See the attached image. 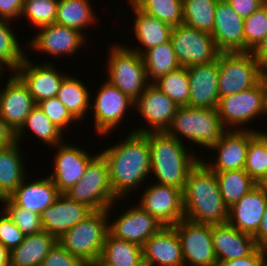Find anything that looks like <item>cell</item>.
<instances>
[{
  "mask_svg": "<svg viewBox=\"0 0 267 266\" xmlns=\"http://www.w3.org/2000/svg\"><path fill=\"white\" fill-rule=\"evenodd\" d=\"M134 5L147 15L171 27L183 24L182 0H137Z\"/></svg>",
  "mask_w": 267,
  "mask_h": 266,
  "instance_id": "39",
  "label": "cell"
},
{
  "mask_svg": "<svg viewBox=\"0 0 267 266\" xmlns=\"http://www.w3.org/2000/svg\"><path fill=\"white\" fill-rule=\"evenodd\" d=\"M148 138L151 171L156 183L184 190L189 172L201 160L199 155L186 149L183 142L166 131L144 133Z\"/></svg>",
  "mask_w": 267,
  "mask_h": 266,
  "instance_id": "3",
  "label": "cell"
},
{
  "mask_svg": "<svg viewBox=\"0 0 267 266\" xmlns=\"http://www.w3.org/2000/svg\"><path fill=\"white\" fill-rule=\"evenodd\" d=\"M227 129L222 125L217 109L178 107L170 127L166 132L178 141L196 143L206 149H213Z\"/></svg>",
  "mask_w": 267,
  "mask_h": 266,
  "instance_id": "4",
  "label": "cell"
},
{
  "mask_svg": "<svg viewBox=\"0 0 267 266\" xmlns=\"http://www.w3.org/2000/svg\"><path fill=\"white\" fill-rule=\"evenodd\" d=\"M32 40L29 49L36 52H44L55 57L61 55L73 56L86 43V37L79 30L59 24H49L39 27Z\"/></svg>",
  "mask_w": 267,
  "mask_h": 266,
  "instance_id": "16",
  "label": "cell"
},
{
  "mask_svg": "<svg viewBox=\"0 0 267 266\" xmlns=\"http://www.w3.org/2000/svg\"><path fill=\"white\" fill-rule=\"evenodd\" d=\"M163 225L138 204L129 207L117 219L109 222V232L116 238L143 246Z\"/></svg>",
  "mask_w": 267,
  "mask_h": 266,
  "instance_id": "19",
  "label": "cell"
},
{
  "mask_svg": "<svg viewBox=\"0 0 267 266\" xmlns=\"http://www.w3.org/2000/svg\"><path fill=\"white\" fill-rule=\"evenodd\" d=\"M2 203L4 205L2 209L25 236L43 231L40 214L17 206L9 197Z\"/></svg>",
  "mask_w": 267,
  "mask_h": 266,
  "instance_id": "43",
  "label": "cell"
},
{
  "mask_svg": "<svg viewBox=\"0 0 267 266\" xmlns=\"http://www.w3.org/2000/svg\"><path fill=\"white\" fill-rule=\"evenodd\" d=\"M41 266H89L82 259L71 255L59 243L44 258Z\"/></svg>",
  "mask_w": 267,
  "mask_h": 266,
  "instance_id": "47",
  "label": "cell"
},
{
  "mask_svg": "<svg viewBox=\"0 0 267 266\" xmlns=\"http://www.w3.org/2000/svg\"><path fill=\"white\" fill-rule=\"evenodd\" d=\"M253 237L257 247L267 250V204L260 227Z\"/></svg>",
  "mask_w": 267,
  "mask_h": 266,
  "instance_id": "52",
  "label": "cell"
},
{
  "mask_svg": "<svg viewBox=\"0 0 267 266\" xmlns=\"http://www.w3.org/2000/svg\"><path fill=\"white\" fill-rule=\"evenodd\" d=\"M89 96L88 87L78 78L69 74L64 78L56 95L69 113L79 122L85 118L84 116H87L88 109H91L92 95Z\"/></svg>",
  "mask_w": 267,
  "mask_h": 266,
  "instance_id": "33",
  "label": "cell"
},
{
  "mask_svg": "<svg viewBox=\"0 0 267 266\" xmlns=\"http://www.w3.org/2000/svg\"><path fill=\"white\" fill-rule=\"evenodd\" d=\"M258 132L250 127L248 130H227L220 143L212 149L217 151V158L208 163L201 161L213 172L244 169L249 141Z\"/></svg>",
  "mask_w": 267,
  "mask_h": 266,
  "instance_id": "18",
  "label": "cell"
},
{
  "mask_svg": "<svg viewBox=\"0 0 267 266\" xmlns=\"http://www.w3.org/2000/svg\"><path fill=\"white\" fill-rule=\"evenodd\" d=\"M64 194L93 211L107 210L116 203L118 198L110 185L108 163L101 153L88 163L81 180Z\"/></svg>",
  "mask_w": 267,
  "mask_h": 266,
  "instance_id": "7",
  "label": "cell"
},
{
  "mask_svg": "<svg viewBox=\"0 0 267 266\" xmlns=\"http://www.w3.org/2000/svg\"><path fill=\"white\" fill-rule=\"evenodd\" d=\"M142 249L145 266H184L181 243L173 226H163Z\"/></svg>",
  "mask_w": 267,
  "mask_h": 266,
  "instance_id": "24",
  "label": "cell"
},
{
  "mask_svg": "<svg viewBox=\"0 0 267 266\" xmlns=\"http://www.w3.org/2000/svg\"><path fill=\"white\" fill-rule=\"evenodd\" d=\"M134 109L143 116L150 127L135 128L133 132H163L173 120L178 105L166 94L150 83L143 93L134 101Z\"/></svg>",
  "mask_w": 267,
  "mask_h": 266,
  "instance_id": "13",
  "label": "cell"
},
{
  "mask_svg": "<svg viewBox=\"0 0 267 266\" xmlns=\"http://www.w3.org/2000/svg\"><path fill=\"white\" fill-rule=\"evenodd\" d=\"M101 154L108 163L110 185L119 200L139 188L150 175V147L144 133L132 130L126 139L109 146Z\"/></svg>",
  "mask_w": 267,
  "mask_h": 266,
  "instance_id": "1",
  "label": "cell"
},
{
  "mask_svg": "<svg viewBox=\"0 0 267 266\" xmlns=\"http://www.w3.org/2000/svg\"><path fill=\"white\" fill-rule=\"evenodd\" d=\"M142 57L150 83L181 67L170 40L147 50Z\"/></svg>",
  "mask_w": 267,
  "mask_h": 266,
  "instance_id": "36",
  "label": "cell"
},
{
  "mask_svg": "<svg viewBox=\"0 0 267 266\" xmlns=\"http://www.w3.org/2000/svg\"><path fill=\"white\" fill-rule=\"evenodd\" d=\"M10 23L12 21L0 18V62L12 73L22 64L27 55L20 47L21 44L18 43Z\"/></svg>",
  "mask_w": 267,
  "mask_h": 266,
  "instance_id": "41",
  "label": "cell"
},
{
  "mask_svg": "<svg viewBox=\"0 0 267 266\" xmlns=\"http://www.w3.org/2000/svg\"><path fill=\"white\" fill-rule=\"evenodd\" d=\"M6 197L0 192V202L2 203Z\"/></svg>",
  "mask_w": 267,
  "mask_h": 266,
  "instance_id": "59",
  "label": "cell"
},
{
  "mask_svg": "<svg viewBox=\"0 0 267 266\" xmlns=\"http://www.w3.org/2000/svg\"><path fill=\"white\" fill-rule=\"evenodd\" d=\"M16 142V133L0 116V148L13 145Z\"/></svg>",
  "mask_w": 267,
  "mask_h": 266,
  "instance_id": "51",
  "label": "cell"
},
{
  "mask_svg": "<svg viewBox=\"0 0 267 266\" xmlns=\"http://www.w3.org/2000/svg\"><path fill=\"white\" fill-rule=\"evenodd\" d=\"M218 73L220 98L251 88L262 79V67L252 52L220 53Z\"/></svg>",
  "mask_w": 267,
  "mask_h": 266,
  "instance_id": "9",
  "label": "cell"
},
{
  "mask_svg": "<svg viewBox=\"0 0 267 266\" xmlns=\"http://www.w3.org/2000/svg\"><path fill=\"white\" fill-rule=\"evenodd\" d=\"M153 84L166 94L178 107L188 106L190 83L187 67L169 72L156 79Z\"/></svg>",
  "mask_w": 267,
  "mask_h": 266,
  "instance_id": "38",
  "label": "cell"
},
{
  "mask_svg": "<svg viewBox=\"0 0 267 266\" xmlns=\"http://www.w3.org/2000/svg\"><path fill=\"white\" fill-rule=\"evenodd\" d=\"M4 266H14L13 264H11L10 262L9 263H7L6 265H4Z\"/></svg>",
  "mask_w": 267,
  "mask_h": 266,
  "instance_id": "61",
  "label": "cell"
},
{
  "mask_svg": "<svg viewBox=\"0 0 267 266\" xmlns=\"http://www.w3.org/2000/svg\"><path fill=\"white\" fill-rule=\"evenodd\" d=\"M267 196L257 184L229 208L228 223L235 229L254 236L261 224Z\"/></svg>",
  "mask_w": 267,
  "mask_h": 266,
  "instance_id": "25",
  "label": "cell"
},
{
  "mask_svg": "<svg viewBox=\"0 0 267 266\" xmlns=\"http://www.w3.org/2000/svg\"><path fill=\"white\" fill-rule=\"evenodd\" d=\"M57 243L58 239L45 231L26 235L18 247L10 250L9 262L14 266H41Z\"/></svg>",
  "mask_w": 267,
  "mask_h": 266,
  "instance_id": "28",
  "label": "cell"
},
{
  "mask_svg": "<svg viewBox=\"0 0 267 266\" xmlns=\"http://www.w3.org/2000/svg\"><path fill=\"white\" fill-rule=\"evenodd\" d=\"M130 4V8L133 9L136 15L134 22V33L142 46L135 48H129L137 52L139 55H143L147 50L156 47L157 45L166 43L170 40V33L172 27L156 17L150 16L139 10L134 4ZM142 48V49H140ZM144 49V50H143ZM144 51V52H143Z\"/></svg>",
  "mask_w": 267,
  "mask_h": 266,
  "instance_id": "30",
  "label": "cell"
},
{
  "mask_svg": "<svg viewBox=\"0 0 267 266\" xmlns=\"http://www.w3.org/2000/svg\"><path fill=\"white\" fill-rule=\"evenodd\" d=\"M183 24L212 34L218 0H182Z\"/></svg>",
  "mask_w": 267,
  "mask_h": 266,
  "instance_id": "37",
  "label": "cell"
},
{
  "mask_svg": "<svg viewBox=\"0 0 267 266\" xmlns=\"http://www.w3.org/2000/svg\"><path fill=\"white\" fill-rule=\"evenodd\" d=\"M173 227L181 243L184 266L218 265L213 246L212 225L182 219Z\"/></svg>",
  "mask_w": 267,
  "mask_h": 266,
  "instance_id": "11",
  "label": "cell"
},
{
  "mask_svg": "<svg viewBox=\"0 0 267 266\" xmlns=\"http://www.w3.org/2000/svg\"><path fill=\"white\" fill-rule=\"evenodd\" d=\"M92 212L93 210L87 205L60 194L55 202L40 214L43 231L59 239Z\"/></svg>",
  "mask_w": 267,
  "mask_h": 266,
  "instance_id": "20",
  "label": "cell"
},
{
  "mask_svg": "<svg viewBox=\"0 0 267 266\" xmlns=\"http://www.w3.org/2000/svg\"><path fill=\"white\" fill-rule=\"evenodd\" d=\"M264 249L256 247L249 255L229 261L219 262L217 266H261Z\"/></svg>",
  "mask_w": 267,
  "mask_h": 266,
  "instance_id": "49",
  "label": "cell"
},
{
  "mask_svg": "<svg viewBox=\"0 0 267 266\" xmlns=\"http://www.w3.org/2000/svg\"><path fill=\"white\" fill-rule=\"evenodd\" d=\"M10 251L0 244V266H4L9 263Z\"/></svg>",
  "mask_w": 267,
  "mask_h": 266,
  "instance_id": "54",
  "label": "cell"
},
{
  "mask_svg": "<svg viewBox=\"0 0 267 266\" xmlns=\"http://www.w3.org/2000/svg\"><path fill=\"white\" fill-rule=\"evenodd\" d=\"M112 204L107 210L93 211L59 239L58 243L71 255L79 257L89 266L98 262L103 244L109 232V215Z\"/></svg>",
  "mask_w": 267,
  "mask_h": 266,
  "instance_id": "5",
  "label": "cell"
},
{
  "mask_svg": "<svg viewBox=\"0 0 267 266\" xmlns=\"http://www.w3.org/2000/svg\"><path fill=\"white\" fill-rule=\"evenodd\" d=\"M91 4L89 0H58L55 23L74 28L86 35L83 30L97 23Z\"/></svg>",
  "mask_w": 267,
  "mask_h": 266,
  "instance_id": "32",
  "label": "cell"
},
{
  "mask_svg": "<svg viewBox=\"0 0 267 266\" xmlns=\"http://www.w3.org/2000/svg\"><path fill=\"white\" fill-rule=\"evenodd\" d=\"M190 107L216 109L219 102L218 59L207 64L187 67Z\"/></svg>",
  "mask_w": 267,
  "mask_h": 266,
  "instance_id": "23",
  "label": "cell"
},
{
  "mask_svg": "<svg viewBox=\"0 0 267 266\" xmlns=\"http://www.w3.org/2000/svg\"><path fill=\"white\" fill-rule=\"evenodd\" d=\"M25 235L2 209L0 213V244L9 251L24 241Z\"/></svg>",
  "mask_w": 267,
  "mask_h": 266,
  "instance_id": "46",
  "label": "cell"
},
{
  "mask_svg": "<svg viewBox=\"0 0 267 266\" xmlns=\"http://www.w3.org/2000/svg\"><path fill=\"white\" fill-rule=\"evenodd\" d=\"M100 86L93 99L95 101L91 103V110L94 109V127L100 136H109L121 124L127 109L134 107V101L107 80Z\"/></svg>",
  "mask_w": 267,
  "mask_h": 266,
  "instance_id": "12",
  "label": "cell"
},
{
  "mask_svg": "<svg viewBox=\"0 0 267 266\" xmlns=\"http://www.w3.org/2000/svg\"><path fill=\"white\" fill-rule=\"evenodd\" d=\"M261 266H267V250H264L263 262Z\"/></svg>",
  "mask_w": 267,
  "mask_h": 266,
  "instance_id": "57",
  "label": "cell"
},
{
  "mask_svg": "<svg viewBox=\"0 0 267 266\" xmlns=\"http://www.w3.org/2000/svg\"><path fill=\"white\" fill-rule=\"evenodd\" d=\"M244 170L257 184L267 176L266 130L258 132L249 141Z\"/></svg>",
  "mask_w": 267,
  "mask_h": 266,
  "instance_id": "40",
  "label": "cell"
},
{
  "mask_svg": "<svg viewBox=\"0 0 267 266\" xmlns=\"http://www.w3.org/2000/svg\"><path fill=\"white\" fill-rule=\"evenodd\" d=\"M267 36V2L244 18L245 52H252Z\"/></svg>",
  "mask_w": 267,
  "mask_h": 266,
  "instance_id": "44",
  "label": "cell"
},
{
  "mask_svg": "<svg viewBox=\"0 0 267 266\" xmlns=\"http://www.w3.org/2000/svg\"><path fill=\"white\" fill-rule=\"evenodd\" d=\"M25 129L31 130L33 136L35 135L39 140L43 141L46 146L55 147L64 141L63 135L65 134L49 120L37 104L30 111L21 128L16 132V142L19 144L23 139L24 132H26Z\"/></svg>",
  "mask_w": 267,
  "mask_h": 266,
  "instance_id": "34",
  "label": "cell"
},
{
  "mask_svg": "<svg viewBox=\"0 0 267 266\" xmlns=\"http://www.w3.org/2000/svg\"><path fill=\"white\" fill-rule=\"evenodd\" d=\"M91 266H145L142 246L108 232L100 259Z\"/></svg>",
  "mask_w": 267,
  "mask_h": 266,
  "instance_id": "29",
  "label": "cell"
},
{
  "mask_svg": "<svg viewBox=\"0 0 267 266\" xmlns=\"http://www.w3.org/2000/svg\"><path fill=\"white\" fill-rule=\"evenodd\" d=\"M214 173L219 184L222 199L228 208L236 204L257 185L244 169Z\"/></svg>",
  "mask_w": 267,
  "mask_h": 266,
  "instance_id": "35",
  "label": "cell"
},
{
  "mask_svg": "<svg viewBox=\"0 0 267 266\" xmlns=\"http://www.w3.org/2000/svg\"><path fill=\"white\" fill-rule=\"evenodd\" d=\"M19 147V143L15 142L13 145L0 148V192L6 198L16 190L28 174Z\"/></svg>",
  "mask_w": 267,
  "mask_h": 266,
  "instance_id": "31",
  "label": "cell"
},
{
  "mask_svg": "<svg viewBox=\"0 0 267 266\" xmlns=\"http://www.w3.org/2000/svg\"><path fill=\"white\" fill-rule=\"evenodd\" d=\"M27 177L21 182L9 198L19 207L41 214L52 205L60 195L57 187L49 176L27 182Z\"/></svg>",
  "mask_w": 267,
  "mask_h": 266,
  "instance_id": "27",
  "label": "cell"
},
{
  "mask_svg": "<svg viewBox=\"0 0 267 266\" xmlns=\"http://www.w3.org/2000/svg\"><path fill=\"white\" fill-rule=\"evenodd\" d=\"M33 63L26 56L14 73L26 85L35 104H38L43 100L56 97L61 83L67 75L59 72V70L56 71L51 62H45L44 64Z\"/></svg>",
  "mask_w": 267,
  "mask_h": 266,
  "instance_id": "17",
  "label": "cell"
},
{
  "mask_svg": "<svg viewBox=\"0 0 267 266\" xmlns=\"http://www.w3.org/2000/svg\"><path fill=\"white\" fill-rule=\"evenodd\" d=\"M182 195L184 219L198 224L228 223L229 208L222 199L215 173L201 160L189 172Z\"/></svg>",
  "mask_w": 267,
  "mask_h": 266,
  "instance_id": "2",
  "label": "cell"
},
{
  "mask_svg": "<svg viewBox=\"0 0 267 266\" xmlns=\"http://www.w3.org/2000/svg\"><path fill=\"white\" fill-rule=\"evenodd\" d=\"M110 48L107 81L135 101L150 84L143 57L120 43Z\"/></svg>",
  "mask_w": 267,
  "mask_h": 266,
  "instance_id": "6",
  "label": "cell"
},
{
  "mask_svg": "<svg viewBox=\"0 0 267 266\" xmlns=\"http://www.w3.org/2000/svg\"><path fill=\"white\" fill-rule=\"evenodd\" d=\"M258 185L261 187V189L264 191L265 195L267 196V176L264 177Z\"/></svg>",
  "mask_w": 267,
  "mask_h": 266,
  "instance_id": "56",
  "label": "cell"
},
{
  "mask_svg": "<svg viewBox=\"0 0 267 266\" xmlns=\"http://www.w3.org/2000/svg\"><path fill=\"white\" fill-rule=\"evenodd\" d=\"M226 2L231 5L236 14L246 18L263 6L267 0H226Z\"/></svg>",
  "mask_w": 267,
  "mask_h": 266,
  "instance_id": "48",
  "label": "cell"
},
{
  "mask_svg": "<svg viewBox=\"0 0 267 266\" xmlns=\"http://www.w3.org/2000/svg\"><path fill=\"white\" fill-rule=\"evenodd\" d=\"M143 192L138 205L163 226H173L184 219L183 195L179 188L154 183Z\"/></svg>",
  "mask_w": 267,
  "mask_h": 266,
  "instance_id": "14",
  "label": "cell"
},
{
  "mask_svg": "<svg viewBox=\"0 0 267 266\" xmlns=\"http://www.w3.org/2000/svg\"><path fill=\"white\" fill-rule=\"evenodd\" d=\"M252 54L262 68L267 66V36H265L260 44L252 51Z\"/></svg>",
  "mask_w": 267,
  "mask_h": 266,
  "instance_id": "53",
  "label": "cell"
},
{
  "mask_svg": "<svg viewBox=\"0 0 267 266\" xmlns=\"http://www.w3.org/2000/svg\"><path fill=\"white\" fill-rule=\"evenodd\" d=\"M58 0H24L21 17H27L37 28L54 24ZM26 15V16H25Z\"/></svg>",
  "mask_w": 267,
  "mask_h": 266,
  "instance_id": "42",
  "label": "cell"
},
{
  "mask_svg": "<svg viewBox=\"0 0 267 266\" xmlns=\"http://www.w3.org/2000/svg\"><path fill=\"white\" fill-rule=\"evenodd\" d=\"M37 105L42 109L49 120L63 133L65 132V128L68 129L70 123H78L57 97L43 100Z\"/></svg>",
  "mask_w": 267,
  "mask_h": 266,
  "instance_id": "45",
  "label": "cell"
},
{
  "mask_svg": "<svg viewBox=\"0 0 267 266\" xmlns=\"http://www.w3.org/2000/svg\"><path fill=\"white\" fill-rule=\"evenodd\" d=\"M127 1H129V3L134 4L137 0H127Z\"/></svg>",
  "mask_w": 267,
  "mask_h": 266,
  "instance_id": "60",
  "label": "cell"
},
{
  "mask_svg": "<svg viewBox=\"0 0 267 266\" xmlns=\"http://www.w3.org/2000/svg\"><path fill=\"white\" fill-rule=\"evenodd\" d=\"M24 0H0V18L15 21L21 16Z\"/></svg>",
  "mask_w": 267,
  "mask_h": 266,
  "instance_id": "50",
  "label": "cell"
},
{
  "mask_svg": "<svg viewBox=\"0 0 267 266\" xmlns=\"http://www.w3.org/2000/svg\"><path fill=\"white\" fill-rule=\"evenodd\" d=\"M262 81L266 89V99H267V66L262 68Z\"/></svg>",
  "mask_w": 267,
  "mask_h": 266,
  "instance_id": "55",
  "label": "cell"
},
{
  "mask_svg": "<svg viewBox=\"0 0 267 266\" xmlns=\"http://www.w3.org/2000/svg\"><path fill=\"white\" fill-rule=\"evenodd\" d=\"M212 37L218 50L245 52L244 18L236 14L226 0H218Z\"/></svg>",
  "mask_w": 267,
  "mask_h": 266,
  "instance_id": "21",
  "label": "cell"
},
{
  "mask_svg": "<svg viewBox=\"0 0 267 266\" xmlns=\"http://www.w3.org/2000/svg\"><path fill=\"white\" fill-rule=\"evenodd\" d=\"M4 68H6V66H4L1 62H0V75L3 73V71L5 72ZM3 70V71H2ZM1 79V78H0Z\"/></svg>",
  "mask_w": 267,
  "mask_h": 266,
  "instance_id": "58",
  "label": "cell"
},
{
  "mask_svg": "<svg viewBox=\"0 0 267 266\" xmlns=\"http://www.w3.org/2000/svg\"><path fill=\"white\" fill-rule=\"evenodd\" d=\"M212 239L218 263L245 257L257 247L252 235L229 223L212 225Z\"/></svg>",
  "mask_w": 267,
  "mask_h": 266,
  "instance_id": "26",
  "label": "cell"
},
{
  "mask_svg": "<svg viewBox=\"0 0 267 266\" xmlns=\"http://www.w3.org/2000/svg\"><path fill=\"white\" fill-rule=\"evenodd\" d=\"M216 109L227 130H248L245 124L260 115H267L266 89L262 79L251 88L219 98Z\"/></svg>",
  "mask_w": 267,
  "mask_h": 266,
  "instance_id": "8",
  "label": "cell"
},
{
  "mask_svg": "<svg viewBox=\"0 0 267 266\" xmlns=\"http://www.w3.org/2000/svg\"><path fill=\"white\" fill-rule=\"evenodd\" d=\"M6 87L0 89V116L16 133L36 105L22 80L12 72Z\"/></svg>",
  "mask_w": 267,
  "mask_h": 266,
  "instance_id": "22",
  "label": "cell"
},
{
  "mask_svg": "<svg viewBox=\"0 0 267 266\" xmlns=\"http://www.w3.org/2000/svg\"><path fill=\"white\" fill-rule=\"evenodd\" d=\"M64 143L54 147L58 150L56 149L54 154V170L49 176L60 194H64L81 180L86 166L96 156L88 154L82 148Z\"/></svg>",
  "mask_w": 267,
  "mask_h": 266,
  "instance_id": "15",
  "label": "cell"
},
{
  "mask_svg": "<svg viewBox=\"0 0 267 266\" xmlns=\"http://www.w3.org/2000/svg\"><path fill=\"white\" fill-rule=\"evenodd\" d=\"M170 41L181 67L211 63L221 53L211 34L185 24L172 27Z\"/></svg>",
  "mask_w": 267,
  "mask_h": 266,
  "instance_id": "10",
  "label": "cell"
}]
</instances>
